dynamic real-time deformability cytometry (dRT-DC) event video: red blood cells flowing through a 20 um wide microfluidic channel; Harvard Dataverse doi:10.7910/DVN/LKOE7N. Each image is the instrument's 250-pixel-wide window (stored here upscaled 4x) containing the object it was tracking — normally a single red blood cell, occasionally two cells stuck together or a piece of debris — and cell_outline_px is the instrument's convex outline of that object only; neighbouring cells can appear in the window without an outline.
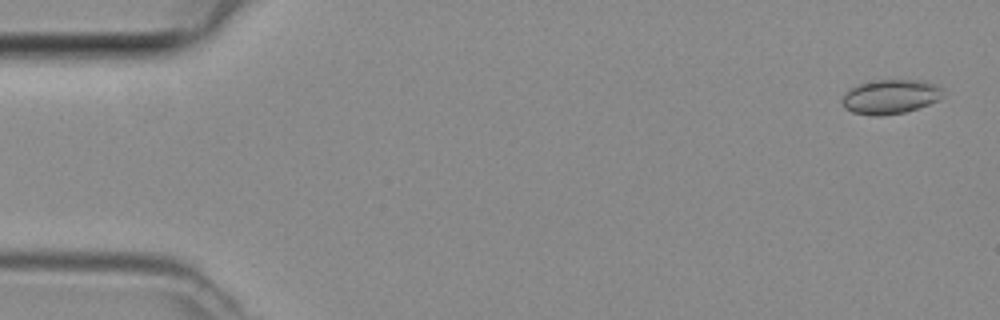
{"species": "common noctule bat (a hibernating species)", "species_latin": "Nyctalus noctula", "temperature_condition": "room temperature", "stored_images_in_passage": 44, "camera_frame_rate_fps": 3000, "um_per_image_px": 0.085, "animal": {"sex": "female", "body_mass_g": 29.2, "forearm_length_mm": 56.3}, "frame": {"image": 1, "passage_image": 1, "time_ms": 0.0, "image_size_px": [1000, 320], "cell_outline_px": [[944, 96], [940, 100], [904, 112], [880, 116], [868, 116], [852, 112], [844, 108], [840, 100], [852, 88], [860, 84], [876, 80], [928, 80], [936, 84], [940, 88]], "centroid_in_image_um": [75.7, 8.22], "position_along_channel_um": 9.3, "area_um2": 20.23}}
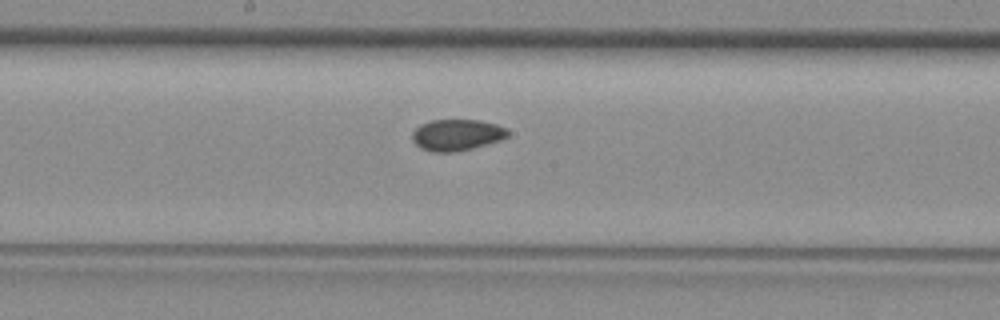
{"frame": {"image": 2, "passage_image": 24, "time_ms": 7.667, "image_size_px": [1000, 320], "cell_outline_px": [[508, 136], [500, 140], [472, 148], [452, 152], [432, 152], [420, 148], [412, 140], [412, 132], [420, 124], [432, 120], [480, 120], [496, 124], [504, 128], [508, 132]], "centroid_in_image_um": [38.79, 11.47], "position_along_channel_um": 209.4, "area_um2": 17.34}}
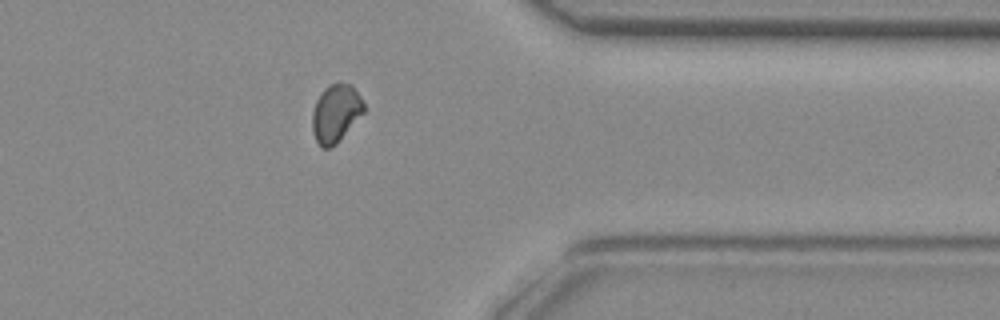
{"frame": {"image": 3, "passage_image": 37, "time_ms": 12.0, "image_size_px": [1000, 320], "cell_outline_px": [[364, 112], [336, 144], [328, 148], [320, 148], [316, 140], [312, 128], [312, 112], [316, 100], [324, 88], [336, 80], [352, 84], [360, 96], [364, 104]], "centroid_in_image_um": [28.53, 9.59], "position_along_channel_um": 382.9, "area_um2": 17.57}}